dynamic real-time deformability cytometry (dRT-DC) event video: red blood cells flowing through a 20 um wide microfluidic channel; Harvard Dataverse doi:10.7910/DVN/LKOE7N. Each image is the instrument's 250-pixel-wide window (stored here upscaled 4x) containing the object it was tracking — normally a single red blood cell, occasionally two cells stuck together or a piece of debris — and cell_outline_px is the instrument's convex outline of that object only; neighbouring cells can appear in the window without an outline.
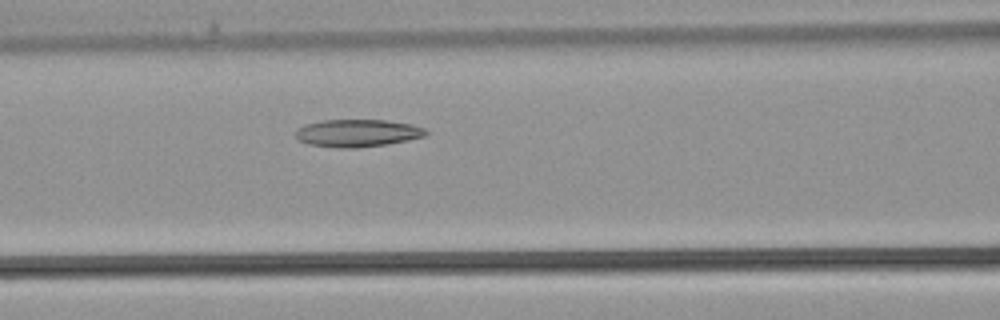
{"species": "common noctule bat (a hibernating species)", "species_latin": "Nyctalus noctula", "temperature_condition": "warm", "stored_images_in_passage": 24, "camera_frame_rate_fps": 3000, "um_per_image_px": 0.085, "animal": {"sex": "male", "body_mass_g": 21.5, "forearm_length_mm": 52.0}, "frame": {"image": 1, "passage_image": 9, "time_ms": 2.667, "image_size_px": [1000, 320], "cell_outline_px": [[428, 132], [424, 136], [408, 140], [384, 144], [356, 148], [340, 148], [308, 144], [296, 140], [296, 132], [304, 124], [320, 120], [388, 120], [412, 124], [424, 128]], "centroid_in_image_um": [30.36, 11.3], "position_along_channel_um": 136.2, "area_um2": 20.87}}
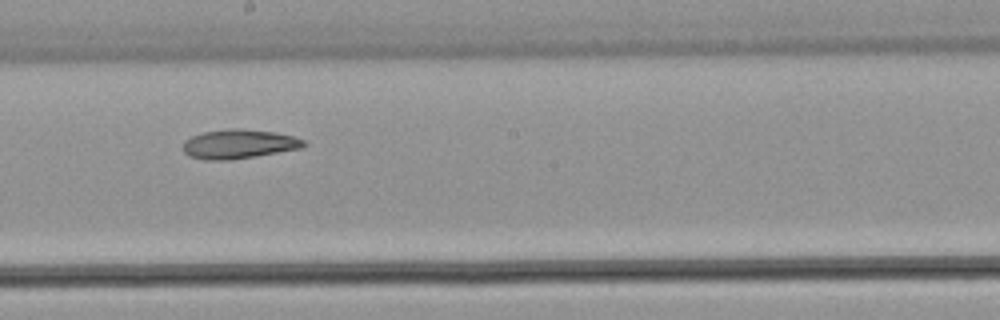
{"frame": {"image": 2, "passage_image": 14, "time_ms": 4.333, "image_size_px": [1000, 320], "cell_outline_px": [[308, 144], [300, 148], [232, 160], [204, 160], [188, 156], [184, 152], [184, 140], [192, 136], [204, 132], [228, 128], [240, 128], [276, 132], [296, 136], [304, 140]], "centroid_in_image_um": [20.31, 12.23], "position_along_channel_um": 227.9, "area_um2": 20.69}}
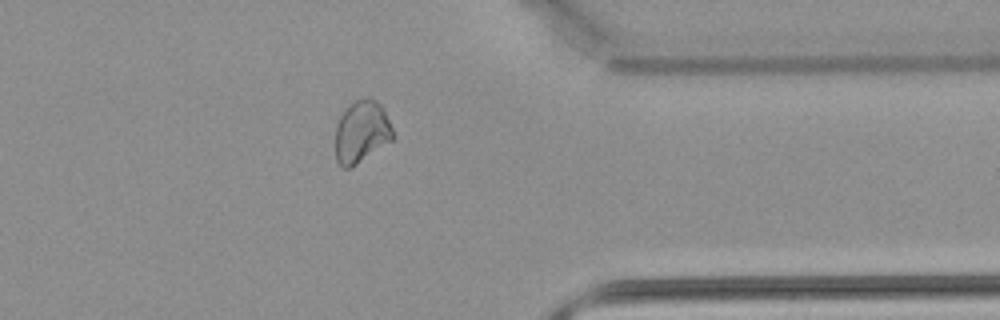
{"frame": {"image": 3, "passage_image": 23, "time_ms": 7.333, "image_size_px": [1000, 320], "cell_outline_px": [[396, 136], [392, 140], [352, 168], [340, 168], [336, 160], [336, 124], [340, 116], [356, 100], [368, 96], [376, 100], [384, 108]], "centroid_in_image_um": [30.75, 11.22], "position_along_channel_um": 380.6, "area_um2": 21.1}}